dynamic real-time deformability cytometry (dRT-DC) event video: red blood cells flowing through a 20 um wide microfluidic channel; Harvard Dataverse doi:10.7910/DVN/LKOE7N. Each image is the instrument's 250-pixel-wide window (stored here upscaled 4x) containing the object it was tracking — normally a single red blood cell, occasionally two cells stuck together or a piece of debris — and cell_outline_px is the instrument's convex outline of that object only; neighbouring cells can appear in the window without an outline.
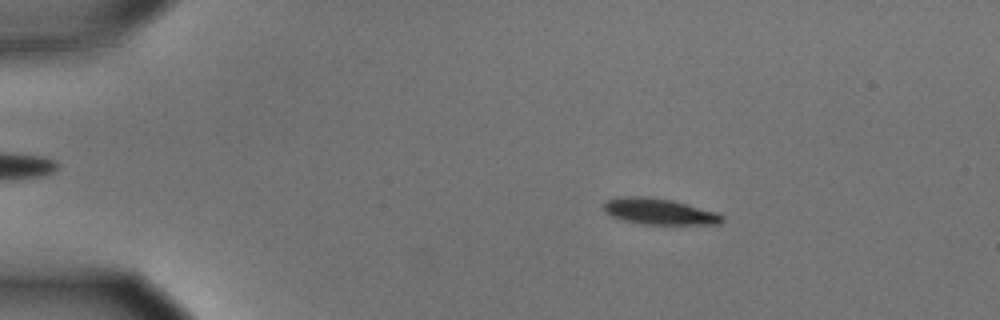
{"species": "common noctule bat (a hibernating species)", "species_latin": "Nyctalus noctula", "temperature_condition": "cold", "stored_images_in_passage": 56, "camera_frame_rate_fps": 3000, "um_per_image_px": 0.085, "animal": {"sex": "male", "body_mass_g": 15.6}, "frame": {"image": 1, "passage_image": 10, "time_ms": 3.0, "image_size_px": [1000, 320], "cell_outline_px": [[724, 220], [720, 224], [644, 224], [624, 220], [612, 216], [604, 212], [604, 204], [608, 200], [628, 196], [644, 196], [672, 200], [716, 212], [724, 216]], "centroid_in_image_um": [56.06, 17.98], "position_along_channel_um": 28.9, "area_um2": 17.74}}
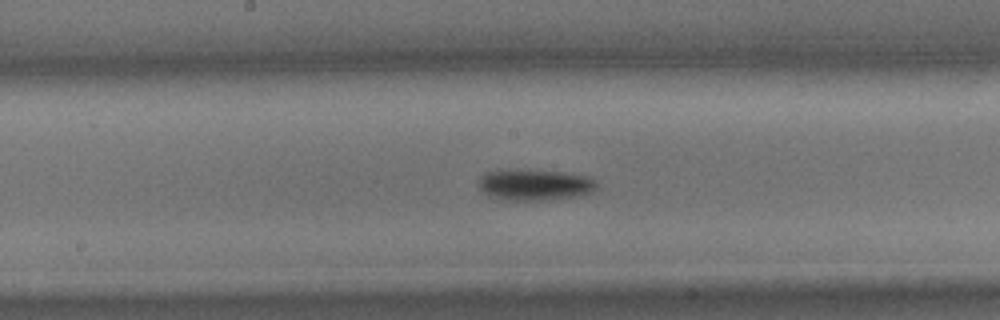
{"frame": {"image": 2, "passage_image": 30, "time_ms": 9.667, "image_size_px": [1000, 320], "cell_outline_px": [[596, 188], [592, 192], [576, 196], [544, 200], [500, 200], [488, 196], [480, 188], [480, 180], [488, 172], [560, 172], [584, 176], [592, 180], [596, 184]], "centroid_in_image_um": [45.47, 15.77], "position_along_channel_um": 202.7, "area_um2": 20.17}}
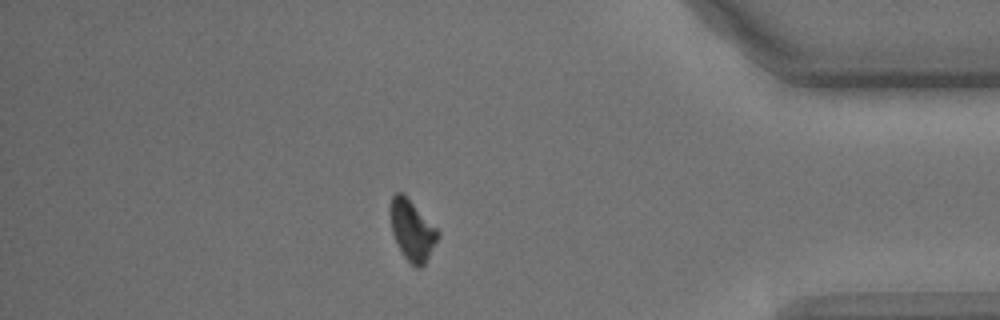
{"frame": {"image": 3, "passage_image": 49, "time_ms": 16.0, "image_size_px": [1000, 320], "cell_outline_px": [[440, 236], [424, 264], [420, 268], [416, 268], [404, 256], [392, 232], [392, 196], [396, 192], [404, 192], [440, 232]], "centroid_in_image_um": [35.07, 19.56], "position_along_channel_um": 400.1, "area_um2": 16.36}, "authors_computed_cell_mechanics": {"area_um2": 18.2648, "velocity_mm_per_s": 3.6003, "shape_relaxation_time_tau1_ms": 3.5886, "shape_relaxation_time_tau2_ms": null, "deformation_change_tau1": 0.1085, "deformation_change_tau2": null}}